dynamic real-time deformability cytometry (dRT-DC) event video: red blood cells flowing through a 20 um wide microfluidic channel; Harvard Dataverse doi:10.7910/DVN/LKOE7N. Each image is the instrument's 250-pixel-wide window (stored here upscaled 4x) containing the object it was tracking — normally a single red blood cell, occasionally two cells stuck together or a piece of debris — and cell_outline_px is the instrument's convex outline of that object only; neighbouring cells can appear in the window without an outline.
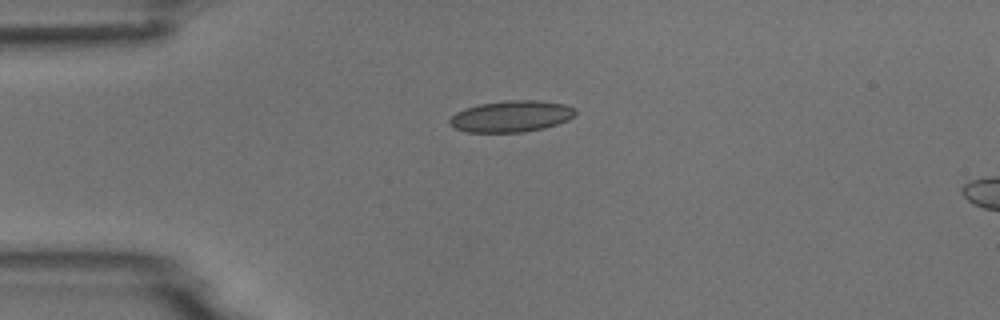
{"species": "common noctule bat (a hibernating species)", "species_latin": "Nyctalus noctula", "temperature_condition": "room temperature", "stored_images_in_passage": 5, "camera_frame_rate_fps": 3000, "um_per_image_px": 0.085, "animal": {"sex": "male", "body_mass_g": 18.8}, "frame": {"image": 1, "passage_image": 5, "time_ms": 5.333, "image_size_px": [1000, 320], "cell_outline_px": [[576, 116], [568, 120], [544, 128], [524, 132], [464, 132], [452, 128], [448, 124], [448, 120], [456, 112], [464, 108], [480, 104], [508, 100], [536, 100], [564, 104], [576, 108]], "centroid_in_image_um": [43.43, 9.89], "position_along_channel_um": 41.6, "area_um2": 23.24}}